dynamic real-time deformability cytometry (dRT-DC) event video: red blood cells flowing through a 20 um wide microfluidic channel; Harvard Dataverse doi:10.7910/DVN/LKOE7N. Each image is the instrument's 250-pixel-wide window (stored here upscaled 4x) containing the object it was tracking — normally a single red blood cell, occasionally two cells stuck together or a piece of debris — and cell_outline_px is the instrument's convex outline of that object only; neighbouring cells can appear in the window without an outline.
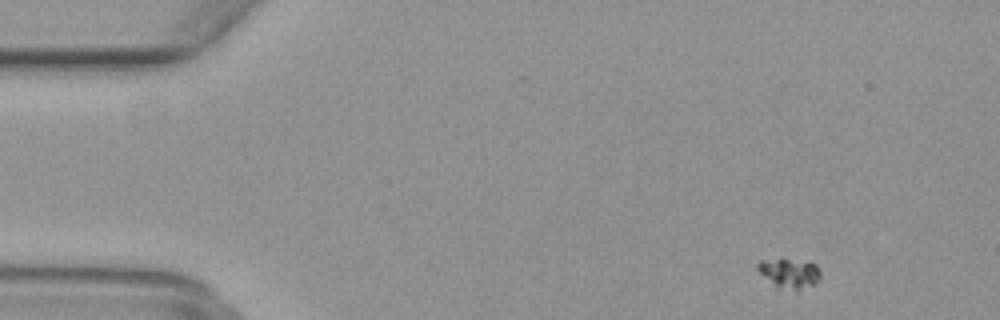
{"species": "common noctule bat (a hibernating species)", "species_latin": "Nyctalus noctula", "temperature_condition": "warm", "stored_images_in_passage": 49, "camera_frame_rate_fps": 3000, "um_per_image_px": 0.085, "animal": {"sex": "female", "body_mass_g": 29.2, "forearm_length_mm": 56.3}, "frame": {"image": 1, "passage_image": 2, "time_ms": 0.333, "image_size_px": [1000, 320], "cell_outline_px": [[820, 280], [816, 284], [796, 292], [776, 288], [756, 268], [756, 264], [760, 260], [788, 260], [816, 264], [820, 272]], "centroid_in_image_um": [67.11, 23.29], "position_along_channel_um": 17.9, "area_um2": 10.92}}
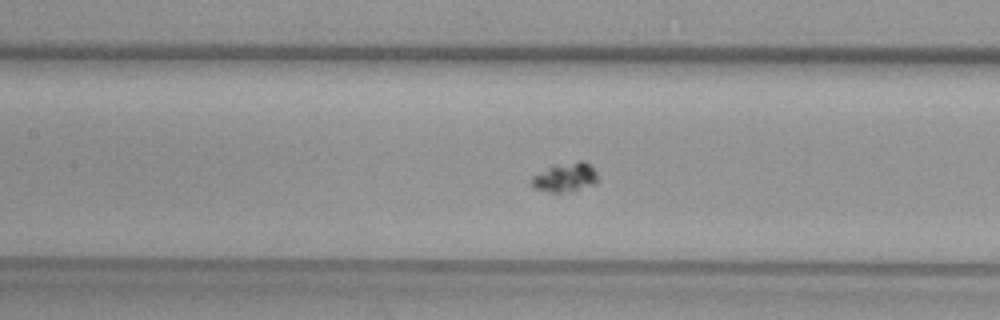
{"frame": {"image": 2, "passage_image": 20, "time_ms": 6.333, "image_size_px": [1000, 320], "cell_outline_px": [[600, 180], [596, 184], [572, 192], [548, 192], [536, 188], [532, 184], [532, 176], [548, 168], [580, 160], [584, 160], [596, 172]], "centroid_in_image_um": [48.12, 15.1], "position_along_channel_um": 159.3, "area_um2": 11.1}}
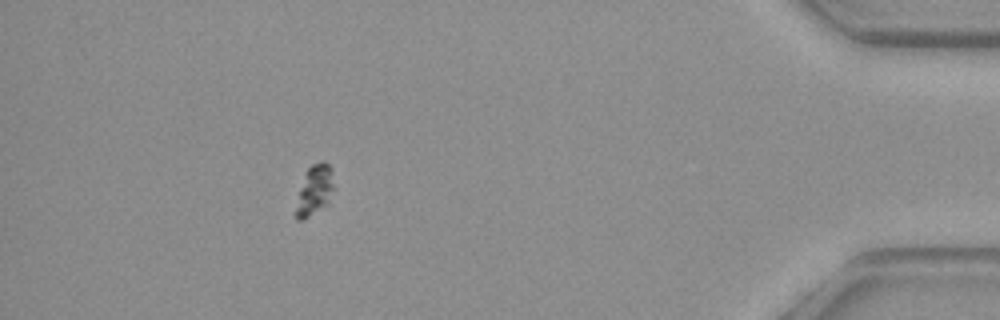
{"frame": {"image": 3, "passage_image": 43, "time_ms": 14.0, "image_size_px": [1000, 320], "cell_outline_px": [[336, 188], [328, 204], [308, 216], [300, 220], [296, 220], [296, 208], [300, 188], [304, 172], [312, 164], [324, 160], [332, 168]], "centroid_in_image_um": [26.8, 16.1], "position_along_channel_um": 408.4, "area_um2": 11.33}}